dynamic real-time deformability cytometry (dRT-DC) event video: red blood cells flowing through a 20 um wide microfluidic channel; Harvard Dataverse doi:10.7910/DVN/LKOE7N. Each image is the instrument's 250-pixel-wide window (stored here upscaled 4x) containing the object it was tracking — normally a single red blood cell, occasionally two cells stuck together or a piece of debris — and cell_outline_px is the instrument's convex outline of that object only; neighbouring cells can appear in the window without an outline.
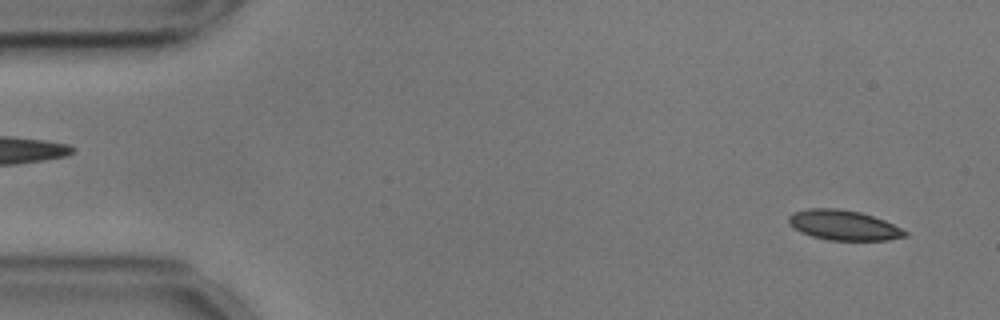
{"species": "common noctule bat (a hibernating species)", "species_latin": "Nyctalus noctula", "temperature_condition": "cold", "stored_images_in_passage": 26, "camera_frame_rate_fps": 3000, "um_per_image_px": 0.085, "animal": {"sex": "male", "body_mass_g": 17.9, "forearm_length_mm": 54.2}, "frame": {"image": 1, "passage_image": 3, "time_ms": 0.667, "image_size_px": [1000, 320], "cell_outline_px": [[908, 236], [888, 240], [828, 240], [812, 236], [800, 232], [788, 224], [788, 216], [792, 212], [808, 208], [836, 208], [860, 212], [884, 220], [908, 232]], "centroid_in_image_um": [71.67, 19.14], "position_along_channel_um": 13.3, "area_um2": 20.4}}
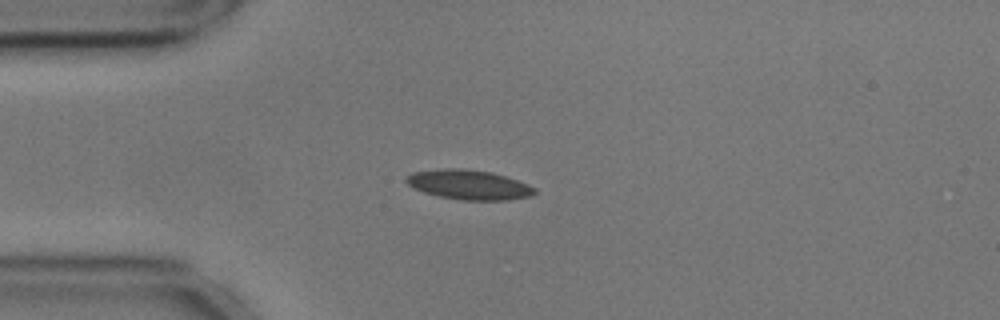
{"frame": {"image": 2, "passage_image": 13, "time_ms": 4.0, "image_size_px": [1000, 320], "cell_outline_px": [[536, 192], [532, 196], [508, 200], [460, 200], [440, 196], [424, 192], [408, 184], [404, 180], [412, 172], [444, 168], [464, 168], [492, 172], [528, 184], [536, 188]], "centroid_in_image_um": [39.88, 15.7], "position_along_channel_um": 45.1, "area_um2": 22.14}}
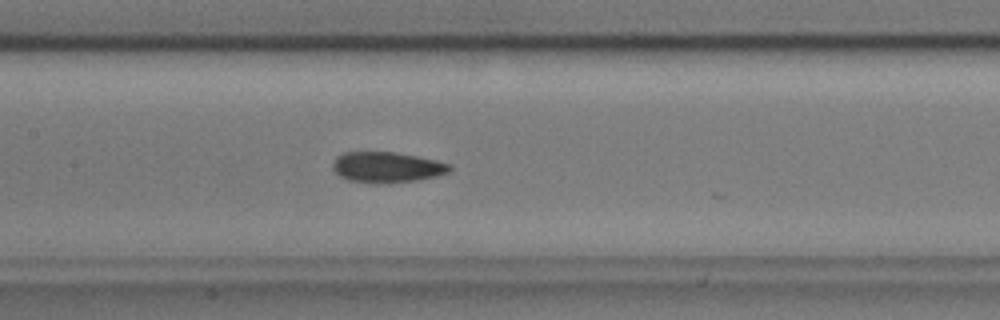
{"frame": {"image": 3, "passage_image": 25, "time_ms": 8.0, "image_size_px": [1000, 320], "cell_outline_px": [[452, 168], [448, 172], [436, 176], [416, 180], [380, 184], [376, 184], [348, 180], [340, 176], [332, 168], [332, 164], [336, 156], [344, 152], [396, 152], [436, 160], [452, 164]], "centroid_in_image_um": [32.87, 14.21], "position_along_channel_um": 174.5, "area_um2": 20.98}}